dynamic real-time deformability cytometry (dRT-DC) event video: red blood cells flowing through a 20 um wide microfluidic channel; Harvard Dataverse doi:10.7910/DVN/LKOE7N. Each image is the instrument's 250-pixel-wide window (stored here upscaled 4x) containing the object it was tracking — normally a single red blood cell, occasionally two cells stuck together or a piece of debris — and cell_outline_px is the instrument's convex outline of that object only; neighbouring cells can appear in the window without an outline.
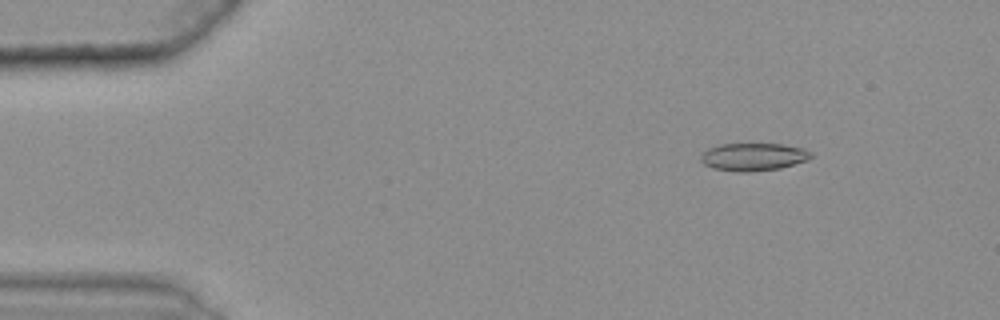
{"species": "common noctule bat (a hibernating species)", "species_latin": "Nyctalus noctula", "temperature_condition": "warm", "stored_images_in_passage": 50, "camera_frame_rate_fps": 3000, "um_per_image_px": 0.085, "animal": {"sex": "female", "body_mass_g": 25.1}, "frame": {"image": 1, "passage_image": 7, "time_ms": 2.0, "image_size_px": [1000, 320], "cell_outline_px": [[812, 156], [808, 160], [780, 168], [752, 172], [736, 172], [712, 168], [704, 164], [700, 160], [700, 156], [708, 148], [720, 144], [780, 144], [800, 148], [812, 152]], "centroid_in_image_um": [64.01, 13.34], "position_along_channel_um": 21.0, "area_um2": 17.8}}